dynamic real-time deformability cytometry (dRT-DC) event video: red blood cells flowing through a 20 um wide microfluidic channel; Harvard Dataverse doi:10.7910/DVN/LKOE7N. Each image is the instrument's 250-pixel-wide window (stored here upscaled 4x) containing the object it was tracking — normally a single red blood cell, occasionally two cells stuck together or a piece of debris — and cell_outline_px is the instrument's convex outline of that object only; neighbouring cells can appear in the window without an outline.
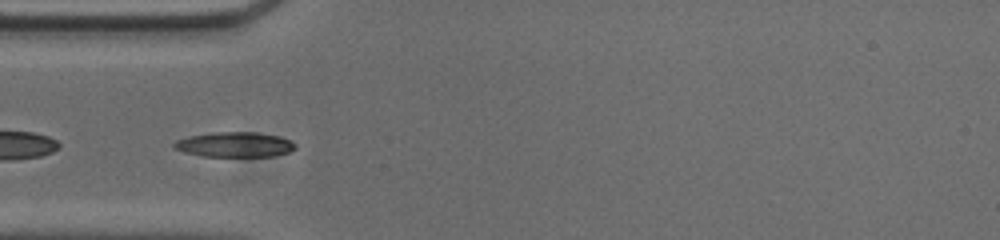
{"species": "common noctule bat (a hibernating species)", "species_latin": "Nyctalus noctula", "temperature_condition": "cold", "stored_images_in_passage": 45, "camera_frame_rate_fps": 3000, "um_per_image_px": 0.085, "animal": {"sex": "male", "body_mass_g": 20.0, "forearm_length_mm": 53.3}, "frame": {"image": 1, "passage_image": 7, "time_ms": 2.0, "image_size_px": [1000, 240], "cell_outline_px": [[296, 148], [288, 152], [272, 156], [200, 156], [184, 152], [172, 148], [172, 144], [176, 140], [188, 136], [216, 132], [256, 132], [276, 136], [288, 140], [296, 144]], "centroid_in_image_um": [19.88, 12.29], "position_along_channel_um": 65.1, "area_um2": 17.57}}
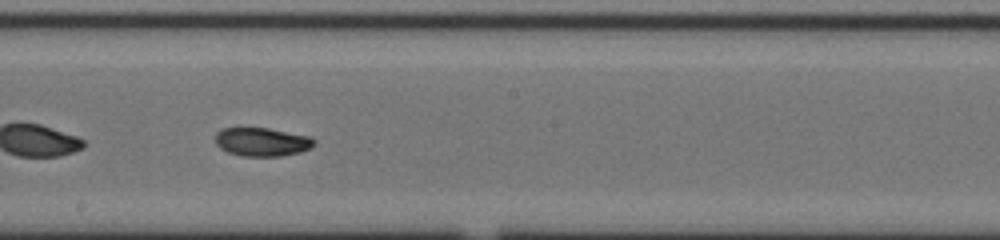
{"frame": {"image": 2, "passage_image": 20, "time_ms": 6.333, "image_size_px": [1000, 240], "cell_outline_px": [[316, 144], [312, 148], [300, 152], [280, 156], [240, 156], [228, 152], [220, 148], [216, 144], [216, 132], [224, 128], [268, 128], [308, 136], [316, 140]], "centroid_in_image_um": [22.29, 12.07], "position_along_channel_um": 225.9, "area_um2": 16.47}, "authors_computed_cell_mechanics": {"area_um2": 16.9354, "velocity_mm_per_s": 3.7045, "shape_relaxation_time_tau1_ms": 5.7079, "shape_relaxation_time_tau2_ms": null, "deformation_change_tau1": 0.1824, "deformation_change_tau2": null}}